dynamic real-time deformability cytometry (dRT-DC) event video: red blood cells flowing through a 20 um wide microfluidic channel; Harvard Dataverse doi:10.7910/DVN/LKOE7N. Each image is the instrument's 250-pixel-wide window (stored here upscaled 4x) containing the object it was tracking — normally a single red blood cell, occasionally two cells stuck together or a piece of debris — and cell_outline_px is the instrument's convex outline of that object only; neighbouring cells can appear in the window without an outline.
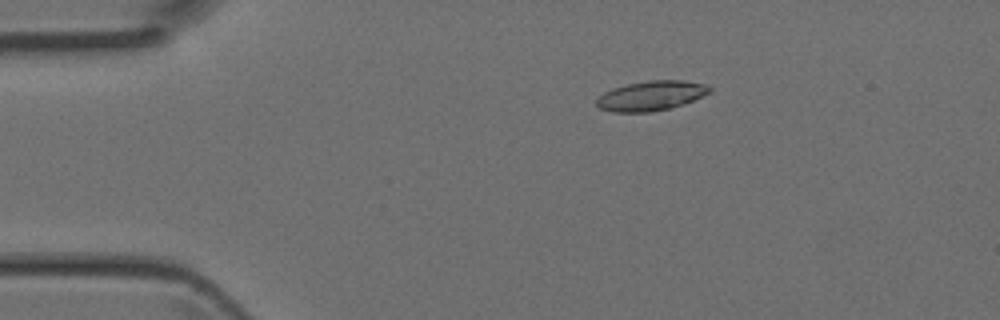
{"species": "Egyptian fruit bat (a non-hibernating species)", "species_latin": "Rousettus aegyptiacus", "temperature_condition": "room temperature", "stored_images_in_passage": 3, "camera_frame_rate_fps": 3000, "um_per_image_px": 0.085, "animal": {"sex": "female"}, "frame": {"image": 1, "passage_image": 2, "time_ms": 0.333, "image_size_px": [1000, 320], "cell_outline_px": [[712, 92], [684, 104], [668, 108], [648, 112], [612, 112], [600, 108], [596, 104], [596, 100], [604, 92], [628, 84], [648, 80], [684, 80], [704, 84], [712, 88]], "centroid_in_image_um": [55.37, 8.13], "position_along_channel_um": 29.6, "area_um2": 19.42}}